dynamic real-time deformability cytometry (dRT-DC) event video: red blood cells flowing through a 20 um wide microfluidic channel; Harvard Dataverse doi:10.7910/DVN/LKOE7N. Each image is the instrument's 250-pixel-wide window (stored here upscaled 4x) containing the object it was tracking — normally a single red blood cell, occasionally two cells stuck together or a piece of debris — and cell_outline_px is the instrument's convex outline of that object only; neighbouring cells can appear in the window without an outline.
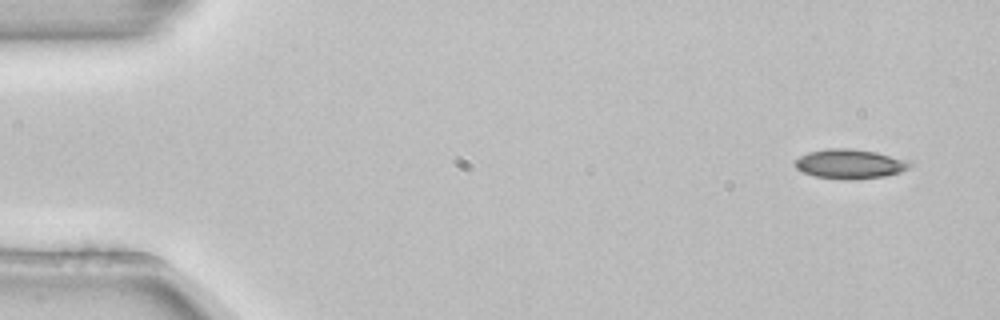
{"species": "common noctule bat (a hibernating species)", "species_latin": "Nyctalus noctula", "temperature_condition": "room temperature", "stored_images_in_passage": 4, "camera_frame_rate_fps": 3000, "um_per_image_px": 0.085, "animal": {"sex": "female", "body_mass_g": 22.7, "forearm_length_mm": 54.2}, "frame": {"image": 1, "passage_image": 1, "time_ms": 0.0, "image_size_px": [1000, 320], "cell_outline_px": [[912, 164], [908, 168], [900, 172], [884, 176], [848, 180], [816, 176], [804, 172], [796, 168], [796, 160], [800, 156], [808, 152], [828, 148], [848, 148], [876, 152]], "centroid_in_image_um": [72.17, 13.93], "position_along_channel_um": 12.8, "area_um2": 19.13}}
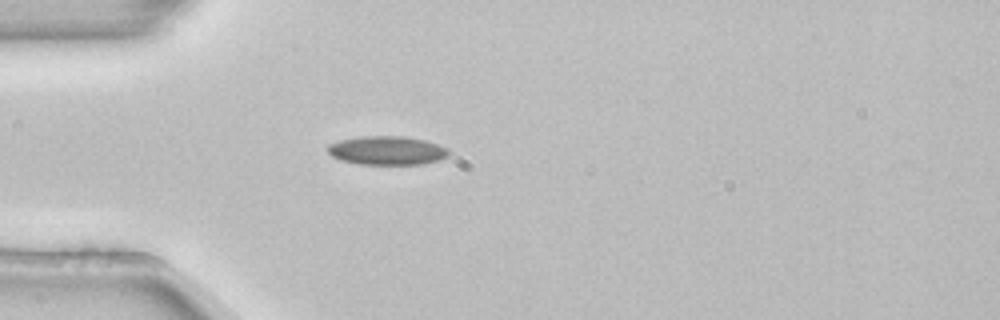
{"frame": {"image": 2, "passage_image": 4, "time_ms": 1.0, "image_size_px": [1000, 320], "cell_outline_px": [[452, 152], [448, 156], [436, 160], [420, 164], [360, 164], [340, 160], [332, 156], [328, 152], [328, 144], [340, 140], [360, 136], [404, 136], [424, 140], [448, 148]], "centroid_in_image_um": [32.89, 12.78], "position_along_channel_um": 52.1, "area_um2": 20.23}}